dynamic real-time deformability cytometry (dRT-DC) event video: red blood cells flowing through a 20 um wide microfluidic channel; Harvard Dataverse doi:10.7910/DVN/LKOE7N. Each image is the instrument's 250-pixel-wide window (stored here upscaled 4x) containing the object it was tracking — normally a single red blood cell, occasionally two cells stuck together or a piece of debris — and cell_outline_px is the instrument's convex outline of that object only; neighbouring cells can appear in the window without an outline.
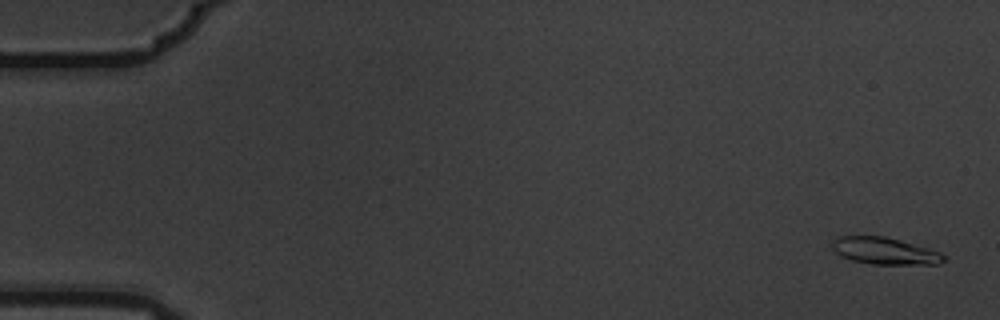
{"species": "common noctule bat (a hibernating species)", "species_latin": "Nyctalus noctula", "temperature_condition": "warm", "stored_images_in_passage": 11, "camera_frame_rate_fps": 3000, "um_per_image_px": 0.085, "animal": {"sex": "male", "body_mass_g": 19.5, "forearm_length_mm": 54.6}, "frame": {"image": 1, "passage_image": 1, "time_ms": 0.0, "image_size_px": [1000, 320], "cell_outline_px": [[948, 256], [944, 260], [936, 264], [872, 264], [852, 260], [840, 256], [832, 248], [832, 240], [836, 236], [884, 236], [900, 240], [928, 248], [940, 252]], "centroid_in_image_um": [75.18, 21.32], "position_along_channel_um": 9.8, "area_um2": 17.51}}
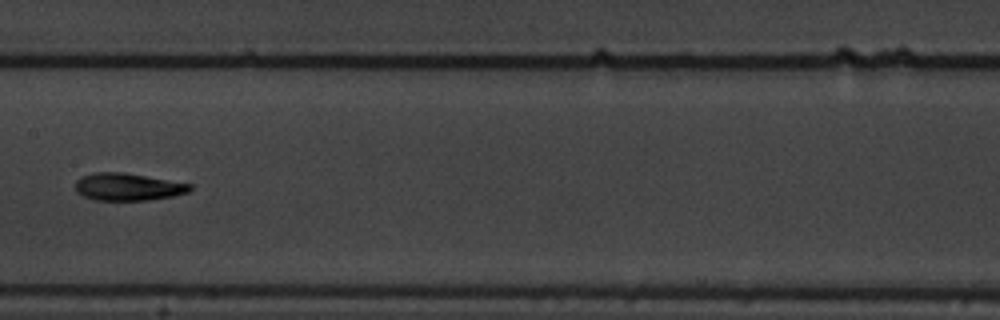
{"frame": {"image": 2, "passage_image": 8, "time_ms": 2.333, "image_size_px": [1000, 320], "cell_outline_px": [[192, 188], [188, 192], [172, 196], [148, 200], [92, 200], [76, 192], [76, 180], [80, 176], [96, 172], [124, 172], [192, 184]], "centroid_in_image_um": [10.84, 15.88], "position_along_channel_um": 196.6, "area_um2": 18.32}}
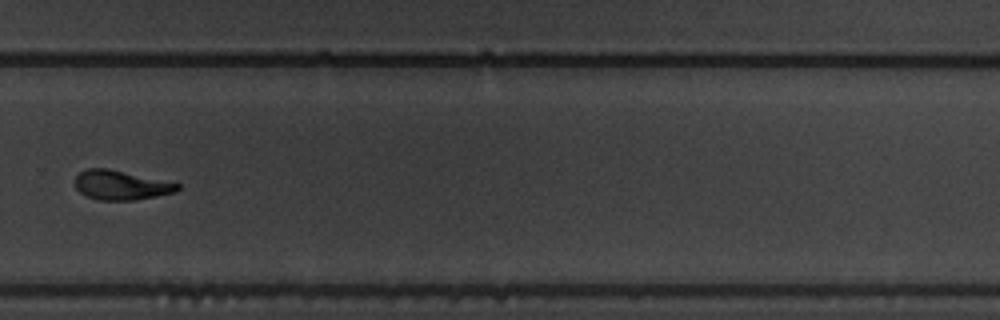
{"frame": {"image": 3, "passage_image": 11, "time_ms": 3.333, "image_size_px": [1000, 320], "cell_outline_px": [[180, 188], [176, 192], [156, 196], [132, 200], [100, 200], [88, 196], [80, 192], [76, 188], [76, 176], [80, 172], [88, 168], [108, 168], [180, 184]], "centroid_in_image_um": [10.28, 15.73], "position_along_channel_um": 319.5, "area_um2": 17.28}}